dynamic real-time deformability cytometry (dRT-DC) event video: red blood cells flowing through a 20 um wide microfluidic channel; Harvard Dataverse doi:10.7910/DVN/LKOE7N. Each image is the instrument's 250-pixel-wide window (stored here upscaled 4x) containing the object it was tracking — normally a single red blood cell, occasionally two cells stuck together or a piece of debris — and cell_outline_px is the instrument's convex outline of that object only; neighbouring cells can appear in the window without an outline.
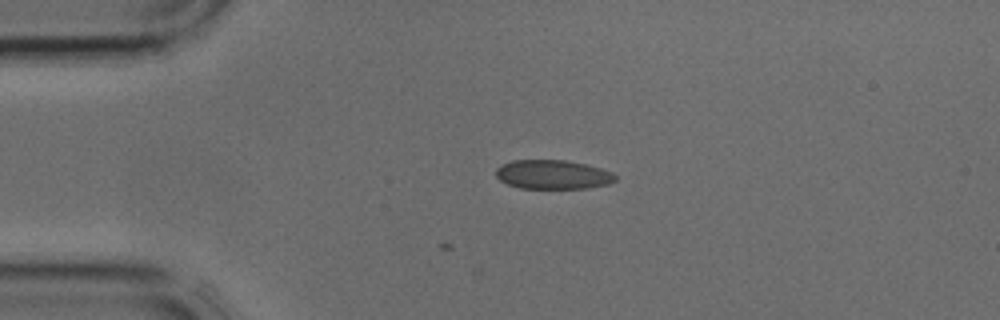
{"species": "common noctule bat (a hibernating species)", "species_latin": "Nyctalus noctula", "temperature_condition": "cold", "stored_images_in_passage": 3, "camera_frame_rate_fps": 3000, "um_per_image_px": 0.085, "animal": {"sex": "male", "body_mass_g": 17.9, "forearm_length_mm": 54.2}, "frame": {"image": 1, "passage_image": 2, "time_ms": 0.333, "image_size_px": [1000, 320], "cell_outline_px": [[616, 180], [608, 184], [588, 188], [520, 188], [508, 184], [500, 180], [496, 176], [496, 168], [500, 164], [512, 160], [564, 160], [584, 164], [600, 168], [612, 172], [616, 176]], "centroid_in_image_um": [46.97, 14.83], "position_along_channel_um": 38.0, "area_um2": 20.23}}